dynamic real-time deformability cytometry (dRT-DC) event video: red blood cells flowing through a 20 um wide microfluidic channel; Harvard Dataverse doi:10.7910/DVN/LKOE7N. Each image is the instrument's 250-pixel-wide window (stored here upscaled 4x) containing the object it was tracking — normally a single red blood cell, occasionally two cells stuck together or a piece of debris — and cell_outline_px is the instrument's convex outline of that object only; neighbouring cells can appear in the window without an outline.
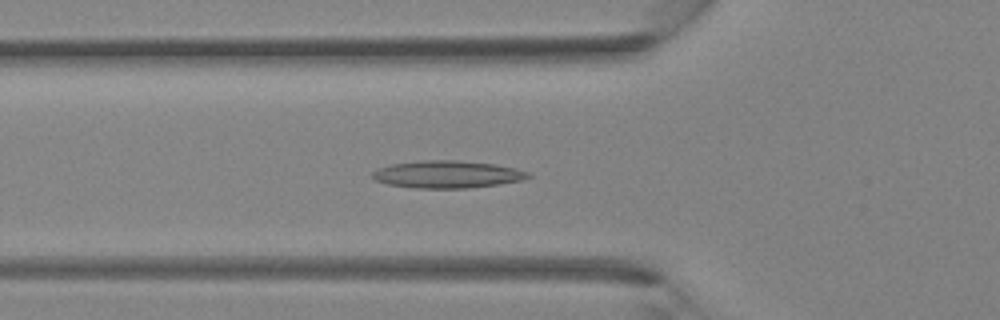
{"species": "Egyptian fruit bat (a non-hibernating species)", "species_latin": "Rousettus aegyptiacus", "temperature_condition": "room temperature", "stored_images_in_passage": 40, "camera_frame_rate_fps": 3000, "um_per_image_px": 0.085, "animal": {"sex": "female"}, "frame": {"image": 1, "passage_image": 14, "time_ms": 4.333, "image_size_px": [1000, 320], "cell_outline_px": [[532, 176], [524, 180], [468, 188], [416, 188], [388, 184], [376, 180], [372, 176], [372, 172], [388, 164], [424, 160], [456, 160], [496, 164], [516, 168], [528, 172]], "centroid_in_image_um": [38.04, 14.81], "position_along_channel_um": 87.8, "area_um2": 24.8}}
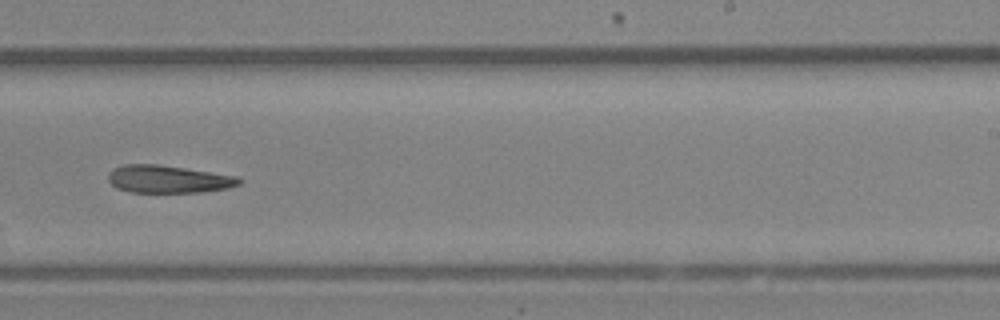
{"frame": {"image": 2, "passage_image": 25, "time_ms": 8.0, "image_size_px": [1000, 320], "cell_outline_px": [[244, 180], [240, 184], [228, 188], [200, 192], [128, 192], [116, 188], [108, 180], [108, 172], [112, 168], [124, 164], [156, 164], [184, 168], [236, 176]], "centroid_in_image_um": [14.27, 15.23], "position_along_channel_um": 274.7, "area_um2": 21.1}}
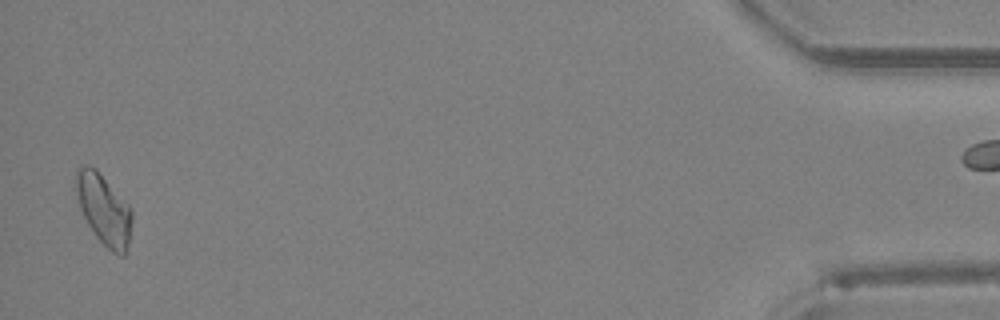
{"frame": {"image": 3, "passage_image": 39, "time_ms": 12.667, "image_size_px": [1000, 320], "cell_outline_px": [[132, 220], [128, 244], [124, 256], [120, 256], [112, 252], [96, 236], [88, 224], [80, 208], [72, 188], [76, 172], [80, 164], [88, 164], [96, 168], [132, 208]], "centroid_in_image_um": [8.78, 17.73], "position_along_channel_um": 426.4, "area_um2": 23.41}}